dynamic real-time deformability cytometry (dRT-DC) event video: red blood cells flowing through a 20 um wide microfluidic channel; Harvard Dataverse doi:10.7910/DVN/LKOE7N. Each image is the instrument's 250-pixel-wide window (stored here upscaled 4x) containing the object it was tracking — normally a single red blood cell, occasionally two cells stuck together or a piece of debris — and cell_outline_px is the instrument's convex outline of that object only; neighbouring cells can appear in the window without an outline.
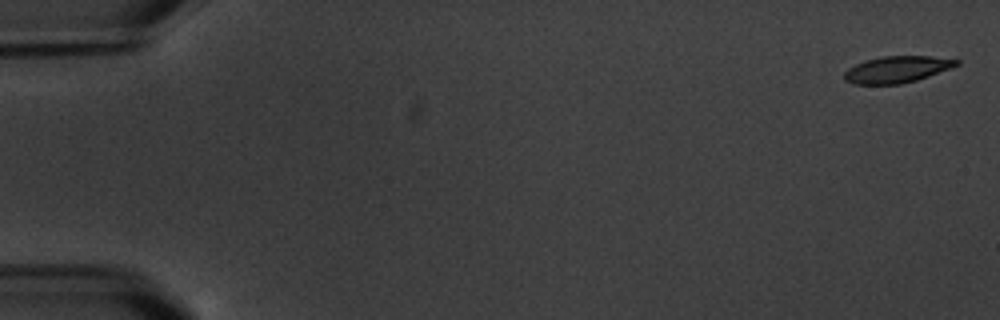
{"species": "common noctule bat (a hibernating species)", "species_latin": "Nyctalus noctula", "temperature_condition": "warm", "stored_images_in_passage": 4, "camera_frame_rate_fps": 3000, "um_per_image_px": 0.085, "animal": {"sex": "male", "body_mass_g": 20.1, "forearm_length_mm": 53.5}, "frame": {"image": 1, "passage_image": 1, "time_ms": 0.0, "image_size_px": [1000, 320], "cell_outline_px": [[960, 64], [952, 68], [916, 80], [900, 84], [852, 84], [844, 80], [844, 72], [848, 68], [864, 60], [880, 56], [932, 56], [960, 60]], "centroid_in_image_um": [76.23, 5.89], "position_along_channel_um": 8.8, "area_um2": 17.51}}